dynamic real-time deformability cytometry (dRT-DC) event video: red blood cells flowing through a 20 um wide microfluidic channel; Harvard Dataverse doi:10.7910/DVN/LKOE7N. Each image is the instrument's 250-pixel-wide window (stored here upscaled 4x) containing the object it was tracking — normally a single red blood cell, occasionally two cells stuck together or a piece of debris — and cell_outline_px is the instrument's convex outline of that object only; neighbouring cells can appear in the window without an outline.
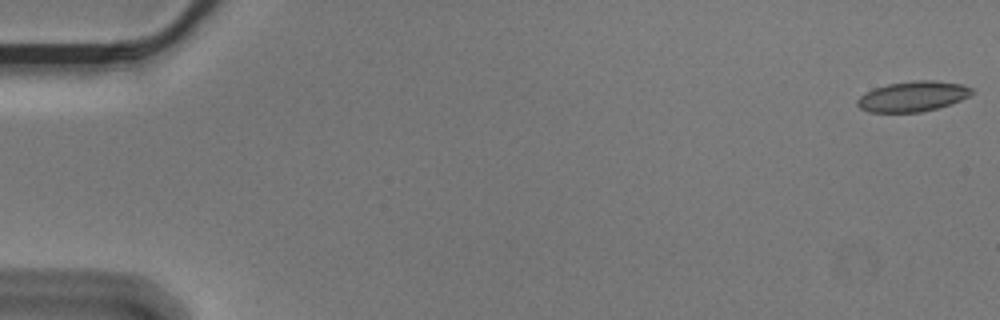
{"species": "Egyptian fruit bat (a non-hibernating species)", "species_latin": "Rousettus aegyptiacus", "temperature_condition": "cold", "stored_images_in_passage": 57, "camera_frame_rate_fps": 3000, "um_per_image_px": 0.085, "animal": {"sex": "male"}, "frame": {"image": 1, "passage_image": 1, "time_ms": 0.0, "image_size_px": [1000, 320], "cell_outline_px": [[976, 92], [960, 100], [936, 108], [920, 112], [868, 112], [860, 108], [856, 104], [856, 100], [864, 92], [888, 84], [912, 80], [936, 80], [964, 84], [972, 88]], "centroid_in_image_um": [77.59, 8.18], "position_along_channel_um": 7.4, "area_um2": 20.29}}
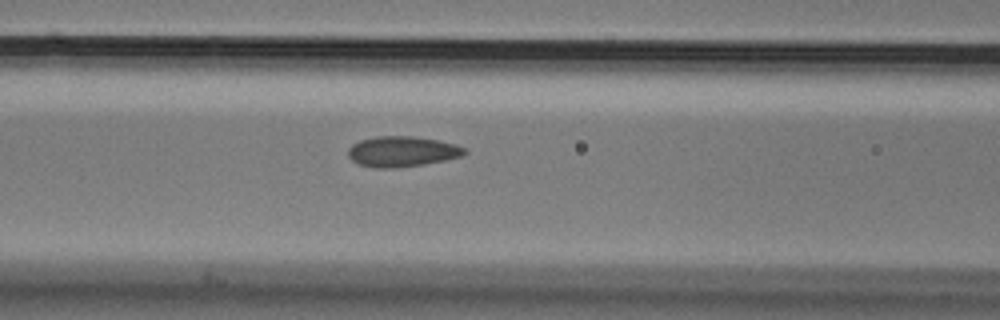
{"frame": {"image": 2, "passage_image": 24, "time_ms": 7.667, "image_size_px": [1000, 320], "cell_outline_px": [[468, 152], [464, 156], [424, 164], [396, 168], [376, 168], [356, 164], [348, 156], [348, 148], [352, 144], [360, 140], [376, 136], [412, 136], [440, 140], [456, 144], [464, 148]], "centroid_in_image_um": [34.18, 12.88], "position_along_channel_um": 132.4, "area_um2": 20.92}}
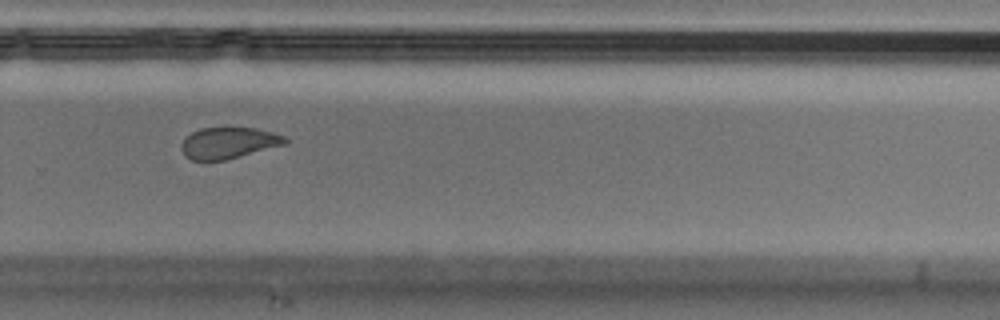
{"frame": {"image": 3, "passage_image": 39, "time_ms": 12.667, "image_size_px": [1000, 320], "cell_outline_px": [[288, 144], [224, 160], [192, 160], [184, 156], [180, 148], [180, 144], [192, 132], [200, 128], [256, 128], [272, 132], [284, 136], [288, 140]], "centroid_in_image_um": [19.43, 12.15], "position_along_channel_um": 310.4, "area_um2": 18.9}, "authors_computed_cell_mechanics": {"area_um2": 20.2878, "velocity_mm_per_s": 3.5675, "shape_relaxation_time_tau1_ms": 8.5217, "shape_relaxation_time_tau2_ms": 1.6148, "deformation_change_tau1": 0.1557, "deformation_change_tau2": 0.0499}}